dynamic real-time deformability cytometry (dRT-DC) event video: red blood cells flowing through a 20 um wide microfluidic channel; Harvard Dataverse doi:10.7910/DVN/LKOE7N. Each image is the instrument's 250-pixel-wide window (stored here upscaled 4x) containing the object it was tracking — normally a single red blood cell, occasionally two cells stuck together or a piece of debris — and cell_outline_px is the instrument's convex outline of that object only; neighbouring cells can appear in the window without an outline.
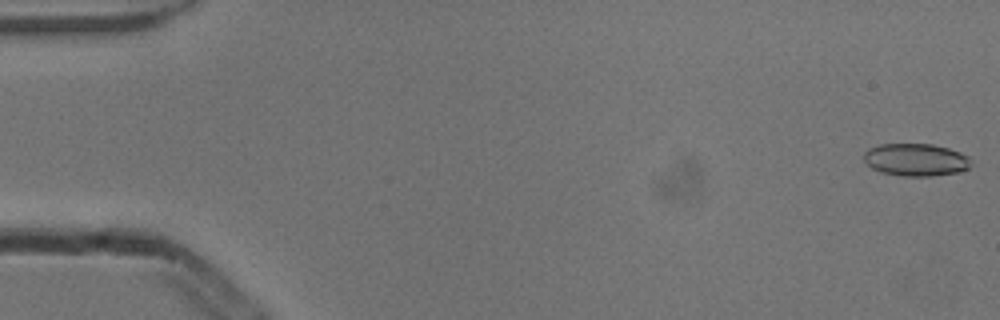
{"species": "common noctule bat (a hibernating species)", "species_latin": "Nyctalus noctula", "temperature_condition": "cold", "stored_images_in_passage": 40, "camera_frame_rate_fps": 3000, "um_per_image_px": 0.085, "animal": {"sex": "male", "body_mass_g": 13.3}, "frame": {"image": 1, "passage_image": 1, "time_ms": 0.0, "image_size_px": [1000, 320], "cell_outline_px": [[972, 164], [968, 168], [956, 172], [932, 176], [904, 176], [880, 172], [872, 168], [864, 160], [864, 152], [868, 148], [880, 144], [932, 144], [948, 148], [960, 152], [968, 156]], "centroid_in_image_um": [77.83, 13.57], "position_along_channel_um": 7.2, "area_um2": 20.29}}
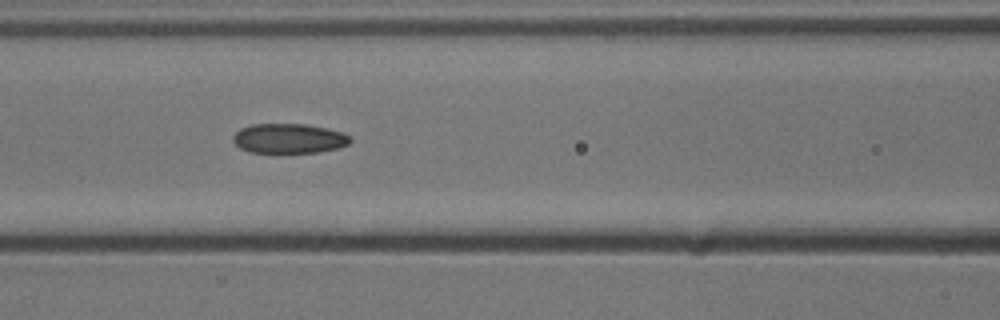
{"frame": {"image": 2, "passage_image": 23, "time_ms": 7.333, "image_size_px": [1000, 320], "cell_outline_px": [[352, 140], [348, 144], [340, 148], [320, 152], [248, 152], [240, 148], [232, 140], [232, 136], [240, 128], [252, 124], [304, 124], [344, 132]], "centroid_in_image_um": [24.55, 11.77], "position_along_channel_um": 142.0, "area_um2": 20.29}}
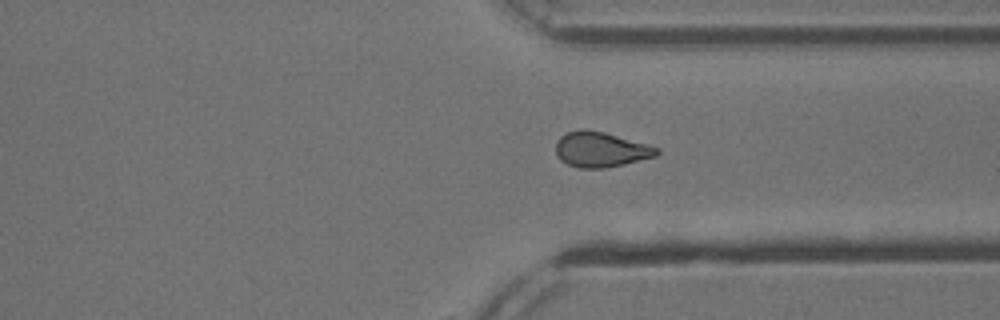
{"frame": {"image": 3, "passage_image": 40, "time_ms": 13.0, "image_size_px": [1000, 320], "cell_outline_px": [[660, 152], [656, 156], [624, 164], [604, 168], [580, 168], [568, 164], [560, 160], [556, 156], [556, 140], [560, 136], [568, 132], [584, 128], [604, 132], [648, 144], [660, 148]], "centroid_in_image_um": [51.05, 12.7], "position_along_channel_um": 360.3, "area_um2": 20.81}}